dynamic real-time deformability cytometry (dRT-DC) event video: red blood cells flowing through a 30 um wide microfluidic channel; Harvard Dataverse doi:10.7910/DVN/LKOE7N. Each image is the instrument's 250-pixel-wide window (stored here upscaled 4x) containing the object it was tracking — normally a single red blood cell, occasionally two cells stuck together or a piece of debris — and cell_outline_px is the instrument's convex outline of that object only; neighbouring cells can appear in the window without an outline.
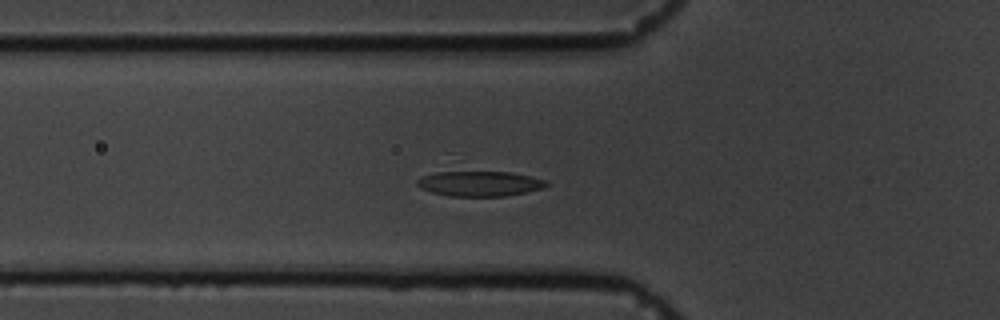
{"species": "common noctule bat (a hibernating species)", "species_latin": "Nyctalus noctula", "temperature_condition": "cold", "stored_images_in_passage": 14, "camera_frame_rate_fps": 3000, "um_per_image_px": 0.085, "animal": {"sex": "male", "body_mass_g": 19.5, "forearm_length_mm": 54.6}, "frame": {"image": 1, "passage_image": 14, "time_ms": 4.333, "image_size_px": [1000, 320], "cell_outline_px": [[552, 184], [544, 188], [528, 192], [504, 196], [448, 196], [432, 192], [420, 188], [416, 184], [416, 180], [420, 176], [452, 168], [508, 172], [548, 180]], "centroid_in_image_um": [40.73, 15.56], "position_along_channel_um": 85.1, "area_um2": 20.11}}